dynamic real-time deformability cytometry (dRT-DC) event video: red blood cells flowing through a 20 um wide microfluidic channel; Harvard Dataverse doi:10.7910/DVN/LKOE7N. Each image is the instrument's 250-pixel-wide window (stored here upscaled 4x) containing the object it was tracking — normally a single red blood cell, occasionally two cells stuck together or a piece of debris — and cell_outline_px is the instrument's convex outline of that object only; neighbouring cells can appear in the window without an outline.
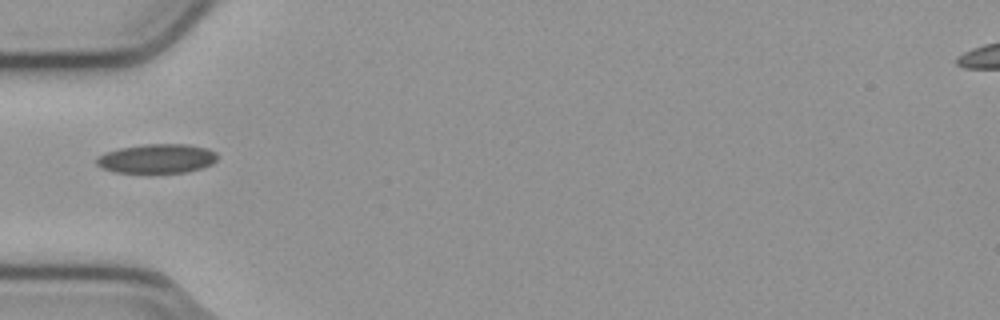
{"species": "common noctule bat (a hibernating species)", "species_latin": "Nyctalus noctula", "temperature_condition": "cold", "stored_images_in_passage": 37, "camera_frame_rate_fps": 3000, "um_per_image_px": 0.085, "animal": {"sex": "male", "body_mass_g": 23.1, "forearm_length_mm": 52.7}, "frame": {"image": 1, "passage_image": 1, "time_ms": 0.0, "image_size_px": [1000, 320], "cell_outline_px": [[216, 160], [212, 164], [188, 172], [148, 176], [116, 172], [100, 168], [96, 164], [96, 156], [104, 152], [120, 148], [144, 144], [188, 144], [208, 148], [216, 152]], "centroid_in_image_um": [13.29, 13.53], "position_along_channel_um": 71.7, "area_um2": 21.68}}
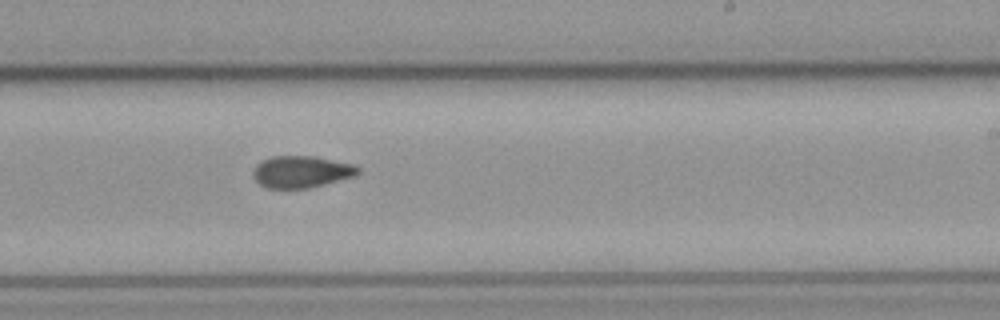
{"frame": {"image": 2, "passage_image": 16, "time_ms": 5.0, "image_size_px": [1000, 320], "cell_outline_px": [[360, 172], [356, 176], [308, 188], [268, 188], [260, 184], [252, 176], [252, 172], [256, 164], [272, 156], [316, 156], [356, 164], [360, 168]], "centroid_in_image_um": [25.66, 14.59], "position_along_channel_um": 263.3, "area_um2": 19.65}}
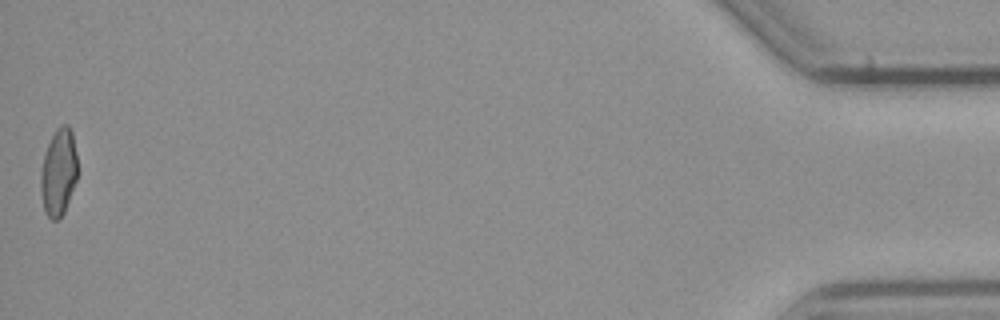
{"frame": {"image": 3, "passage_image": 37, "time_ms": 12.0, "image_size_px": [1000, 320], "cell_outline_px": [[76, 180], [64, 212], [56, 220], [52, 220], [44, 212], [40, 192], [40, 172], [44, 156], [48, 144], [56, 128], [60, 124], [68, 124], [72, 132], [76, 152]], "centroid_in_image_um": [4.95, 14.63], "position_along_channel_um": 430.2, "area_um2": 18.61}, "authors_computed_cell_mechanics": {"area_um2": 19.363, "velocity_mm_per_s": 3.8098, "shape_relaxation_time_tau1_ms": 10.6254, "shape_relaxation_time_tau2_ms": 3.9579, "deformation_change_tau1": 0.177, "deformation_change_tau2": 0.0902}}